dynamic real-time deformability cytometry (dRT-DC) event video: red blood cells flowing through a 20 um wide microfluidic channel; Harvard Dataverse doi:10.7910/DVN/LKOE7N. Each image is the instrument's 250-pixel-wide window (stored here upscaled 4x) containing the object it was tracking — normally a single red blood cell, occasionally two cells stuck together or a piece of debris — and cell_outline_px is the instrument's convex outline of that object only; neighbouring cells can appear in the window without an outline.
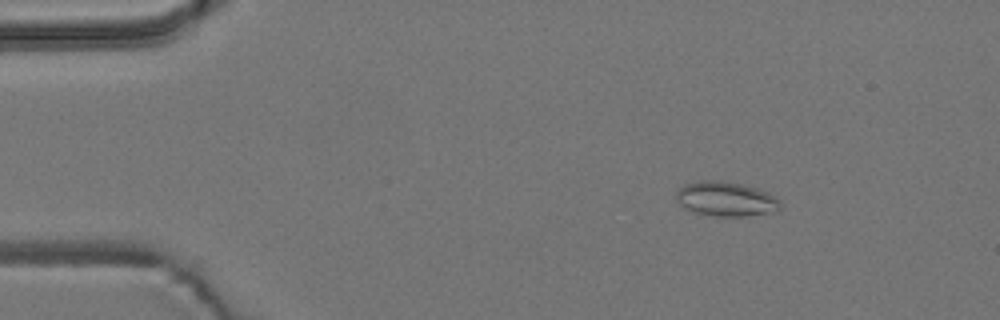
{"species": "common noctule bat (a hibernating species)", "species_latin": "Nyctalus noctula", "temperature_condition": "room temperature", "stored_images_in_passage": 12, "camera_frame_rate_fps": 3000, "um_per_image_px": 0.085, "animal": {"sex": "male", "body_mass_g": 19.2, "forearm_length_mm": 51.8}, "frame": {"image": 1, "passage_image": 7, "time_ms": 2.0, "image_size_px": [1000, 320], "cell_outline_px": [[780, 208], [748, 216], [708, 216], [680, 208], [676, 200], [676, 192], [684, 184], [704, 180], [720, 180], [740, 184], [756, 188], [768, 192], [776, 196], [780, 200]], "centroid_in_image_um": [61.62, 16.91], "position_along_channel_um": 23.4, "area_um2": 21.04}}